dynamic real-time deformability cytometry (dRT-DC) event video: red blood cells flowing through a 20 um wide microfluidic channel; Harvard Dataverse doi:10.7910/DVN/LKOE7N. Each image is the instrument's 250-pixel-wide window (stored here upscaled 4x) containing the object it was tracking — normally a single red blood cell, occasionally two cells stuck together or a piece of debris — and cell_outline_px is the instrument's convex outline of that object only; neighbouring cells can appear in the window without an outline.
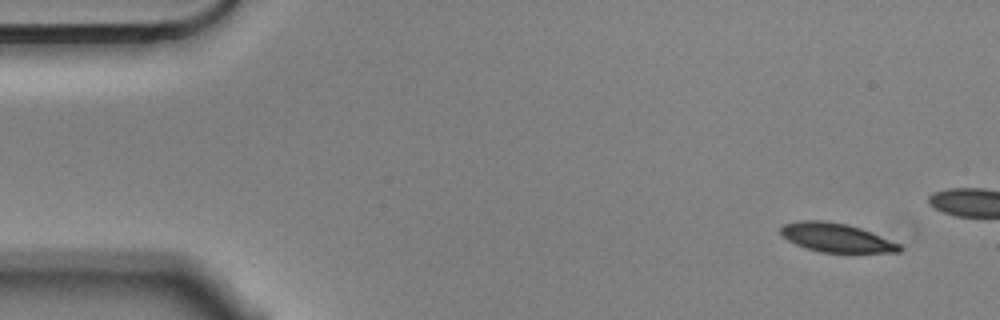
{"species": "Egyptian fruit bat (a non-hibernating species)", "species_latin": "Rousettus aegyptiacus", "temperature_condition": "cold", "stored_images_in_passage": 5, "camera_frame_rate_fps": 3000, "um_per_image_px": 0.085, "animal": {"sex": "male"}, "frame": {"image": 1, "passage_image": 1, "time_ms": 0.0, "image_size_px": [1000, 320], "cell_outline_px": [[900, 252], [820, 252], [804, 248], [788, 240], [780, 232], [780, 228], [784, 224], [800, 220], [828, 220], [848, 224], [872, 232], [900, 244]], "centroid_in_image_um": [71.05, 20.18], "position_along_channel_um": 13.9, "area_um2": 19.94}}